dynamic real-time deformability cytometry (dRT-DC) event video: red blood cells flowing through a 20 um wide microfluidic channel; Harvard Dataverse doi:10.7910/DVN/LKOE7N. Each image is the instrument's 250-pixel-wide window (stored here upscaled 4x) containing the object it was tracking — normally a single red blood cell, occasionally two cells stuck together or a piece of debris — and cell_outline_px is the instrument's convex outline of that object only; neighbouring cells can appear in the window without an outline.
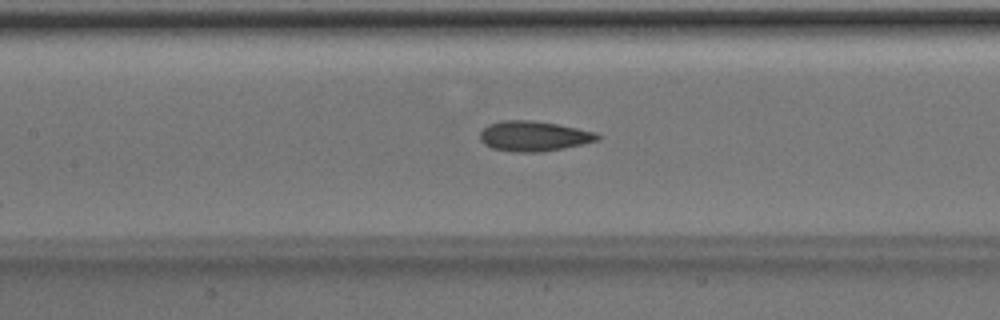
{"species": "Egyptian fruit bat (a non-hibernating species)", "species_latin": "Rousettus aegyptiacus", "temperature_condition": "room temperature", "stored_images_in_passage": 16, "camera_frame_rate_fps": 3000, "um_per_image_px": 0.085, "animal": {"sex": "male"}, "frame": {"image": 1, "passage_image": 11, "time_ms": 3.333, "image_size_px": [1000, 320], "cell_outline_px": [[600, 140], [564, 148], [540, 152], [516, 152], [492, 148], [484, 144], [480, 140], [480, 132], [488, 124], [504, 120], [532, 120], [556, 124], [596, 132], [600, 136]], "centroid_in_image_um": [45.36, 11.57], "position_along_channel_um": 162.0, "area_um2": 20.58}}
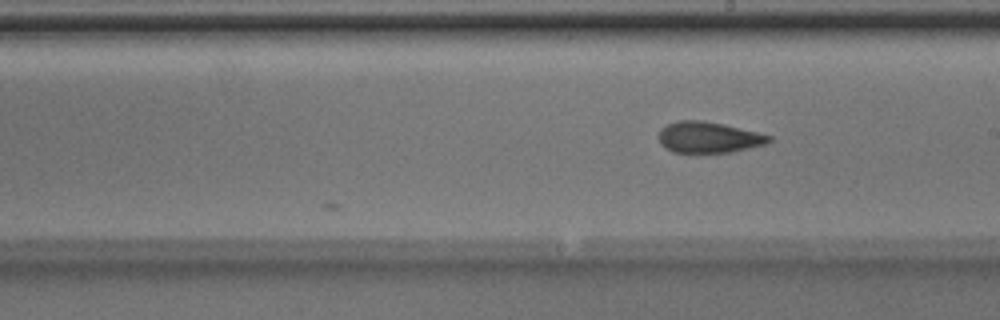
{"frame": {"image": 2, "passage_image": 16, "time_ms": 5.0, "image_size_px": [1000, 320], "cell_outline_px": [[772, 140], [764, 144], [732, 152], [672, 152], [664, 148], [660, 144], [660, 128], [668, 124], [680, 120], [700, 120], [724, 124], [772, 136]], "centroid_in_image_um": [60.21, 11.67], "position_along_channel_um": 228.8, "area_um2": 19.77}}